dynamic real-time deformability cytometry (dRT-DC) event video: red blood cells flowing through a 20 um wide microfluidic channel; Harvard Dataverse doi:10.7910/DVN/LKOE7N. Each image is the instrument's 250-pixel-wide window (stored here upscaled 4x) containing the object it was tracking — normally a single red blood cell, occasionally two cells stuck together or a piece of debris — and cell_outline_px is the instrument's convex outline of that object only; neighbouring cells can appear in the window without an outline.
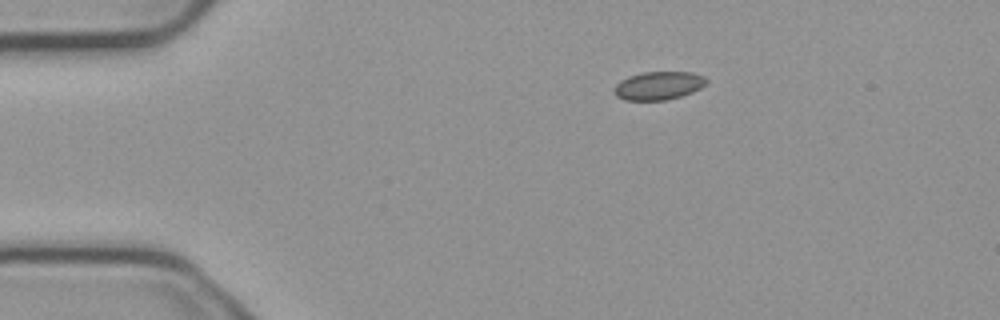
{"species": "common noctule bat (a hibernating species)", "species_latin": "Nyctalus noctula", "temperature_condition": "cold", "stored_images_in_passage": 4, "camera_frame_rate_fps": 3000, "um_per_image_px": 0.085, "animal": {"sex": "male", "body_mass_g": 23.1, "forearm_length_mm": 52.7}, "frame": {"image": 1, "passage_image": 1, "time_ms": 0.0, "image_size_px": [1000, 320], "cell_outline_px": [[708, 80], [700, 88], [692, 92], [668, 100], [624, 100], [616, 96], [612, 92], [612, 88], [620, 80], [628, 76], [640, 72], [692, 72], [704, 76]], "centroid_in_image_um": [55.92, 7.28], "position_along_channel_um": 29.1, "area_um2": 15.37}}
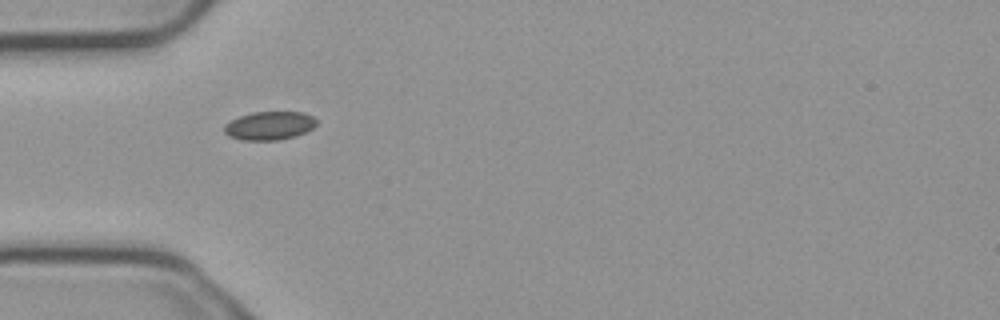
{"frame": {"image": 2, "passage_image": 3, "time_ms": 0.667, "image_size_px": [1000, 320], "cell_outline_px": [[316, 124], [312, 128], [296, 136], [276, 140], [244, 140], [228, 136], [224, 132], [224, 124], [240, 116], [252, 112], [304, 112], [312, 116], [316, 120]], "centroid_in_image_um": [22.89, 10.68], "position_along_channel_um": 62.1, "area_um2": 15.2}}
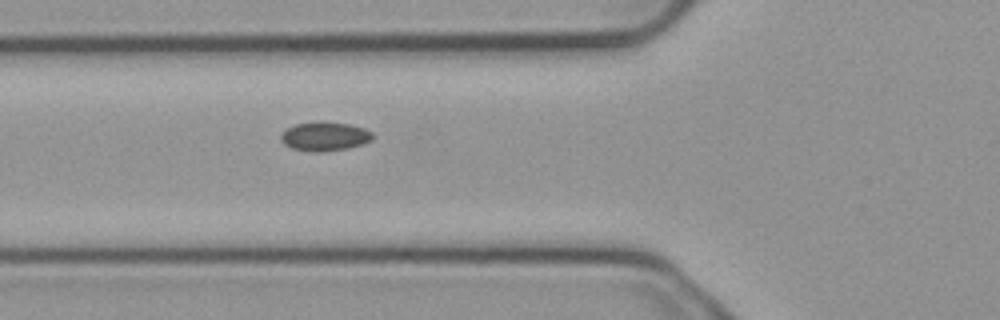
{"frame": {"image": 3, "passage_image": 4, "time_ms": 1.0, "image_size_px": [1000, 320], "cell_outline_px": [[372, 140], [348, 148], [320, 152], [316, 152], [292, 148], [284, 144], [280, 140], [280, 136], [288, 128], [296, 124], [316, 120], [320, 120], [348, 124], [364, 128], [372, 132]], "centroid_in_image_um": [27.58, 11.57], "position_along_channel_um": 98.2, "area_um2": 15.49}}